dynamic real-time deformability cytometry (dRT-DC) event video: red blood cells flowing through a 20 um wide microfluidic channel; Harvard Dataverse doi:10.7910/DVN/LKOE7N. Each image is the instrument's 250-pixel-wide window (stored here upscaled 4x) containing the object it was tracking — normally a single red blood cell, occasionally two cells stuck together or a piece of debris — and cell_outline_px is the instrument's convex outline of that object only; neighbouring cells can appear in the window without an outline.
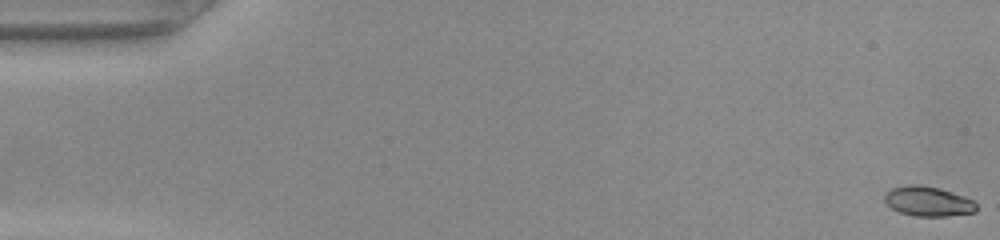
{"species": "common noctule bat (a hibernating species)", "species_latin": "Nyctalus noctula", "temperature_condition": "warm", "stored_images_in_passage": 16, "camera_frame_rate_fps": 3000, "um_per_image_px": 0.085, "animal": {"sex": "female", "body_mass_g": 22.0, "forearm_length_mm": 56.7}, "frame": {"image": 1, "passage_image": 1, "time_ms": 0.0, "image_size_px": [1000, 240], "cell_outline_px": [[976, 212], [948, 216], [916, 216], [900, 212], [892, 208], [884, 200], [884, 196], [892, 188], [908, 184], [920, 184], [940, 188], [964, 196], [972, 200], [976, 204]], "centroid_in_image_um": [78.9, 17.1], "position_along_channel_um": 6.1, "area_um2": 15.9}}
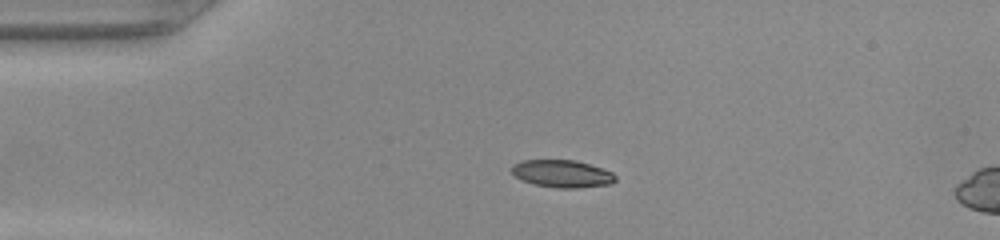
{"frame": {"image": 2, "passage_image": 12, "time_ms": 3.667, "image_size_px": [1000, 240], "cell_outline_px": [[616, 180], [612, 184], [580, 188], [556, 188], [536, 184], [524, 180], [516, 176], [512, 172], [512, 164], [524, 160], [576, 160], [612, 172], [616, 176]], "centroid_in_image_um": [47.82, 14.77], "position_along_channel_um": 37.2, "area_um2": 16.47}}